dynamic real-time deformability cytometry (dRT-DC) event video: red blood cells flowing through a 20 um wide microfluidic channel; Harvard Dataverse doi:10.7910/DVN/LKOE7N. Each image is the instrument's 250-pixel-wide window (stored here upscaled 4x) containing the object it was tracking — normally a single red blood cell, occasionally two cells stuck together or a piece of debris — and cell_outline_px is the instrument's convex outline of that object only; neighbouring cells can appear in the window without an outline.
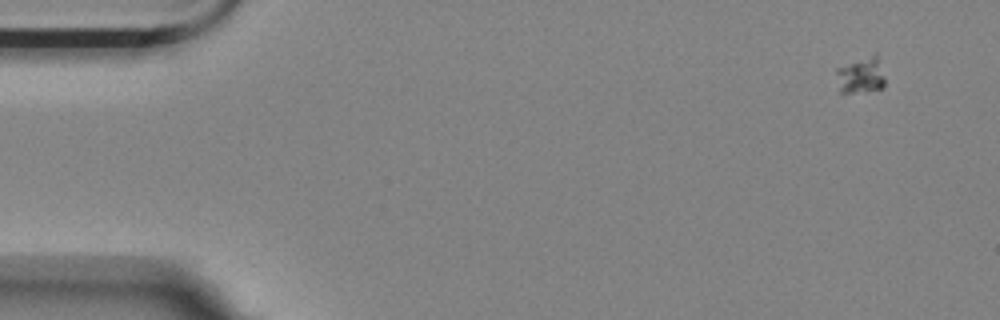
{"species": "Egyptian fruit bat (a non-hibernating species)", "species_latin": "Rousettus aegyptiacus", "temperature_condition": "room temperature", "stored_images_in_passage": 7, "camera_frame_rate_fps": 3000, "um_per_image_px": 0.085, "animal": {"sex": "female"}, "frame": {"image": 1, "passage_image": 2, "time_ms": 1.0, "image_size_px": [1000, 320], "cell_outline_px": [[884, 88], [852, 92], [840, 92], [836, 72], [836, 68], [876, 52], [884, 76]], "centroid_in_image_um": [73.19, 6.37], "position_along_channel_um": 11.8, "area_um2": 10.12}}
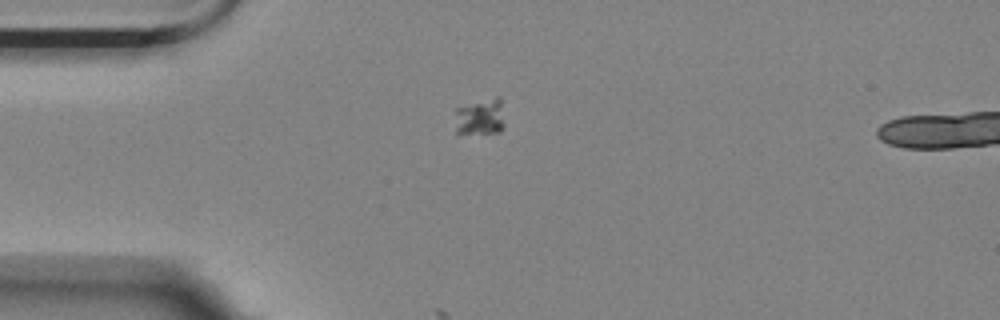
{"frame": {"image": 2, "passage_image": 5, "time_ms": 4.667, "image_size_px": [1000, 320], "cell_outline_px": [[504, 128], [500, 132], [456, 132], [456, 108], [496, 96], [500, 96], [504, 124]], "centroid_in_image_um": [40.87, 9.91], "position_along_channel_um": 44.1, "area_um2": 10.29}}